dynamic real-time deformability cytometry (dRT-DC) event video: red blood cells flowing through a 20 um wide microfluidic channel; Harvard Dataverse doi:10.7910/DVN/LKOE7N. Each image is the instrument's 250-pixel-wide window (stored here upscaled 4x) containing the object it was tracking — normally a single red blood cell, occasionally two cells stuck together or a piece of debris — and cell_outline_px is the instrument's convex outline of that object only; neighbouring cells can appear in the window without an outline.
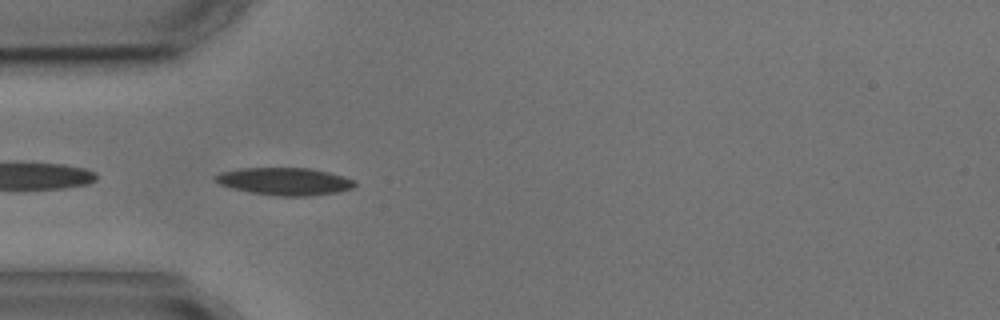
{"species": "common noctule bat (a hibernating species)", "species_latin": "Nyctalus noctula", "temperature_condition": "cold", "stored_images_in_passage": 8, "camera_frame_rate_fps": 3000, "um_per_image_px": 0.085, "animal": {"sex": "male", "body_mass_g": 17.9, "forearm_length_mm": 54.2}, "frame": {"image": 1, "passage_image": 5, "time_ms": 4.667, "image_size_px": [1000, 320], "cell_outline_px": [[356, 184], [352, 188], [336, 192], [308, 196], [276, 196], [252, 192], [232, 188], [220, 184], [212, 176], [220, 172], [240, 168], [308, 168], [328, 172], [344, 176], [356, 180]], "centroid_in_image_um": [24.2, 15.41], "position_along_channel_um": 60.8, "area_um2": 22.25}}
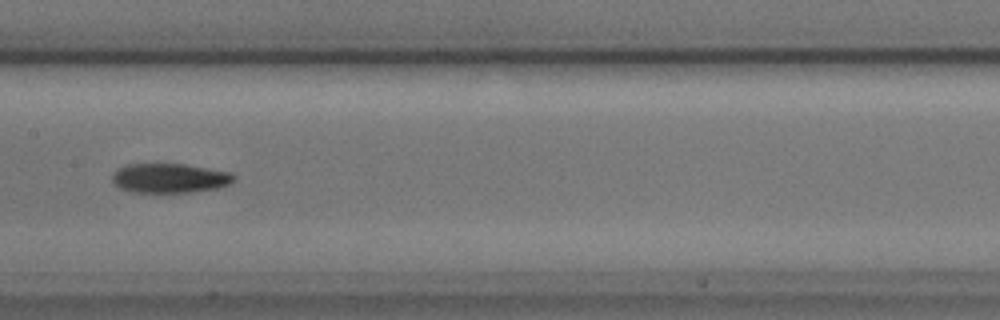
{"frame": {"image": 2, "passage_image": 8, "time_ms": 8.333, "image_size_px": [1000, 320], "cell_outline_px": [[236, 180], [228, 184], [216, 188], [192, 192], [132, 192], [120, 188], [112, 180], [112, 176], [120, 168], [128, 164], [184, 164], [228, 172], [236, 176]], "centroid_in_image_um": [14.44, 15.14], "position_along_channel_um": 193.0, "area_um2": 20.58}}